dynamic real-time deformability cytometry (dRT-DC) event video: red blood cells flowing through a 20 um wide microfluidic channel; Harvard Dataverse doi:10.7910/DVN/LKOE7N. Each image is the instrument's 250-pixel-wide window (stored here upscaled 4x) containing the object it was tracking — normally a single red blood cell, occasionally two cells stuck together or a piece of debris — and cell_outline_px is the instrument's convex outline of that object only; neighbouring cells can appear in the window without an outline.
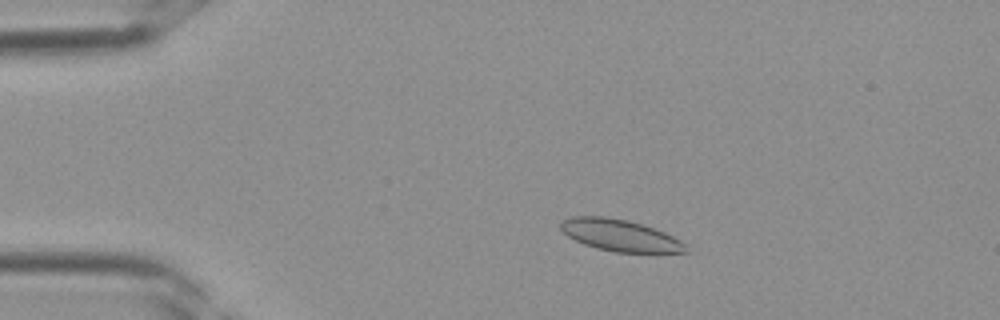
{"species": "Egyptian fruit bat (a non-hibernating species)", "species_latin": "Rousettus aegyptiacus", "temperature_condition": "room temperature", "stored_images_in_passage": 36, "camera_frame_rate_fps": 3000, "um_per_image_px": 0.085, "frame": {"image": 1, "passage_image": 6, "time_ms": 1.667, "image_size_px": [1000, 320], "cell_outline_px": [[688, 252], [616, 252], [596, 248], [584, 244], [568, 236], [560, 228], [560, 224], [564, 220], [572, 216], [604, 216], [628, 220], [664, 232], [680, 240], [684, 244]], "centroid_in_image_um": [52.67, 20.0], "position_along_channel_um": 32.3, "area_um2": 22.72}}
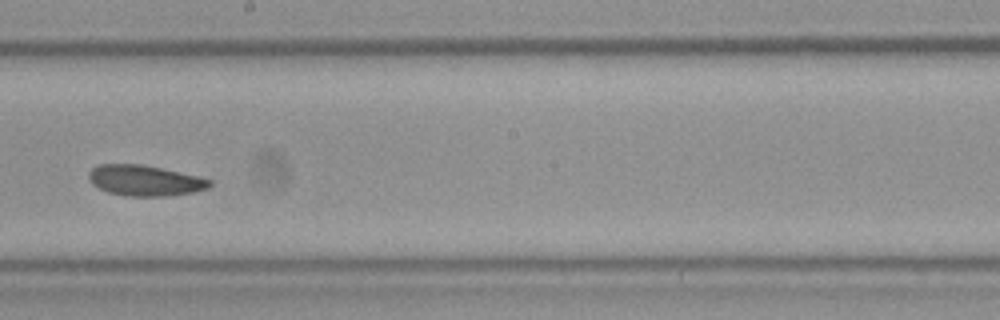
{"frame": {"image": 2, "passage_image": 20, "time_ms": 6.333, "image_size_px": [1000, 320], "cell_outline_px": [[212, 184], [208, 188], [192, 192], [164, 196], [128, 196], [108, 192], [92, 184], [88, 180], [88, 172], [96, 164], [140, 164], [200, 176], [212, 180]], "centroid_in_image_um": [12.29, 15.33], "position_along_channel_um": 235.9, "area_um2": 21.62}}
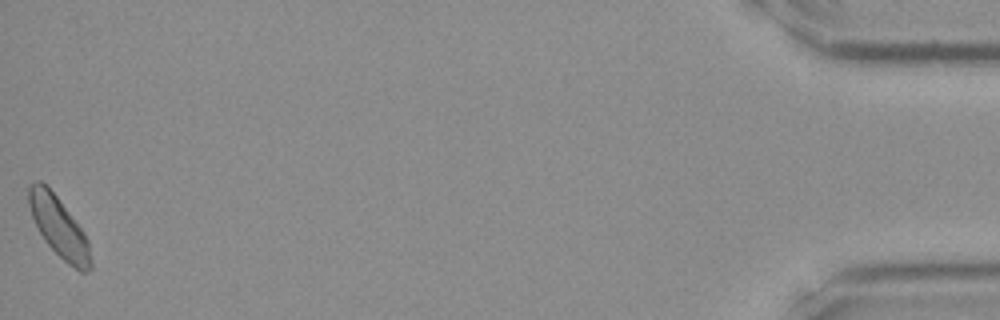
{"frame": {"image": 3, "passage_image": 36, "time_ms": 11.667, "image_size_px": [1000, 320], "cell_outline_px": [[92, 268], [88, 272], [80, 272], [68, 264], [44, 240], [32, 216], [28, 204], [28, 188], [36, 180], [40, 180], [56, 196], [84, 232], [88, 240], [92, 264]], "centroid_in_image_um": [5.02, 19.33], "position_along_channel_um": 430.2, "area_um2": 21.33}}